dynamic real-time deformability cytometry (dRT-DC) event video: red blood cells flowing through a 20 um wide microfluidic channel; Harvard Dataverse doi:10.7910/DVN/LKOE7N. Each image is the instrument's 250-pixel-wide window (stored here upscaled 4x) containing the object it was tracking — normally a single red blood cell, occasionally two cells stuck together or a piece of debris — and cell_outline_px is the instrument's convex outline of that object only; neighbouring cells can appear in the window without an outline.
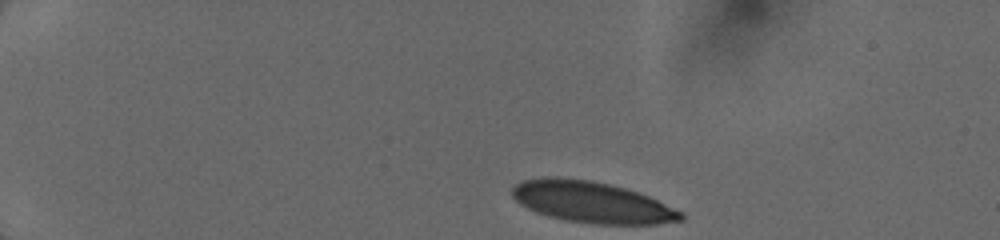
{"species": "human", "species_latin": "Homo sapiens", "temperature_condition": "cold", "stored_images_in_passage": 8, "camera_frame_rate_fps": 3000, "um_per_image_px": 0.085, "donor": {"sex": "female"}, "frame": {"image": 1, "passage_image": 1, "time_ms": 0.0, "image_size_px": [1000, 240], "cell_outline_px": [[684, 220], [656, 224], [596, 224], [568, 220], [548, 216], [536, 212], [520, 204], [512, 196], [512, 188], [520, 180], [540, 176], [556, 176], [592, 180], [612, 184], [648, 196], [684, 212]], "centroid_in_image_um": [50.28, 17.16], "position_along_channel_um": 34.7, "area_um2": 40.81}}
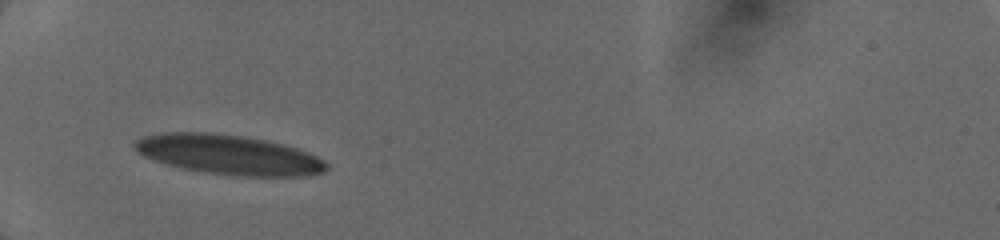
{"frame": {"image": 2, "passage_image": 6, "time_ms": 2.667, "image_size_px": [1000, 240], "cell_outline_px": [[328, 168], [324, 172], [300, 176], [236, 176], [204, 172], [184, 168], [168, 164], [144, 156], [136, 152], [132, 148], [132, 144], [136, 140], [144, 136], [164, 132], [212, 132], [244, 136], [268, 140], [284, 144], [308, 152], [324, 160], [328, 164]], "centroid_in_image_um": [19.44, 13.13], "position_along_channel_um": 65.6, "area_um2": 44.51}}